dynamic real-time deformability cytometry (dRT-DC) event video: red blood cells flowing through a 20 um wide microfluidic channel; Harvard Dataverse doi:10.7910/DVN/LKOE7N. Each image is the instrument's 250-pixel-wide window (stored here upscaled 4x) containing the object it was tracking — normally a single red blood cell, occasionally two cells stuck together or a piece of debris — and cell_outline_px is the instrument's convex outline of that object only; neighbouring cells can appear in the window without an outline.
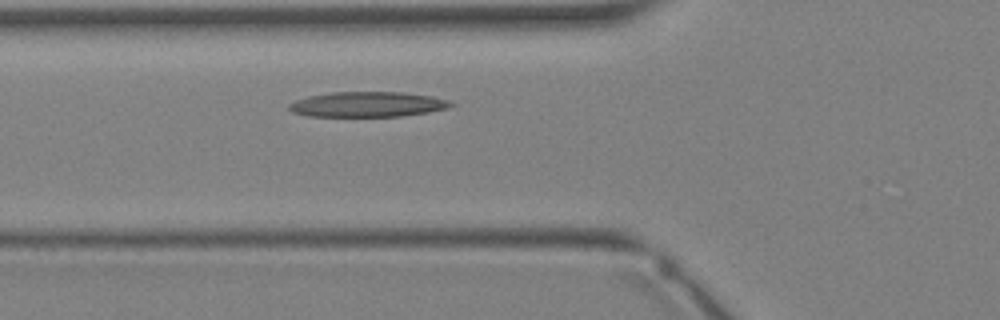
{"species": "Egyptian fruit bat (a non-hibernating species)", "species_latin": "Rousettus aegyptiacus", "temperature_condition": "warm", "stored_images_in_passage": 24, "camera_frame_rate_fps": 3000, "um_per_image_px": 0.085, "animal": {"sex": "female"}, "frame": {"image": 1, "passage_image": 2, "time_ms": 0.333, "image_size_px": [1000, 320], "cell_outline_px": [[456, 104], [448, 108], [428, 112], [400, 116], [308, 116], [292, 112], [288, 108], [288, 104], [296, 100], [308, 96], [332, 92], [404, 92], [432, 96], [448, 100]], "centroid_in_image_um": [31.25, 8.86], "position_along_channel_um": 94.6, "area_um2": 23.76}}
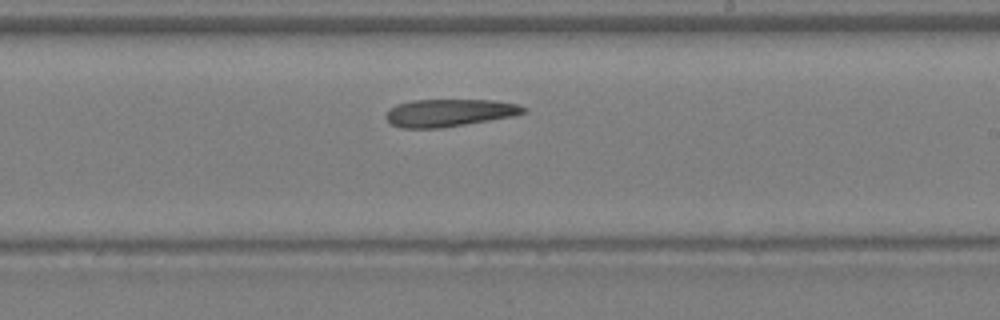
{"frame": {"image": 2, "passage_image": 10, "time_ms": 3.0, "image_size_px": [1000, 320], "cell_outline_px": [[528, 108], [524, 112], [512, 116], [440, 128], [400, 128], [392, 124], [384, 116], [388, 108], [396, 104], [412, 100], [492, 100], [520, 104]], "centroid_in_image_um": [38.14, 9.57], "position_along_channel_um": 250.9, "area_um2": 22.02}}
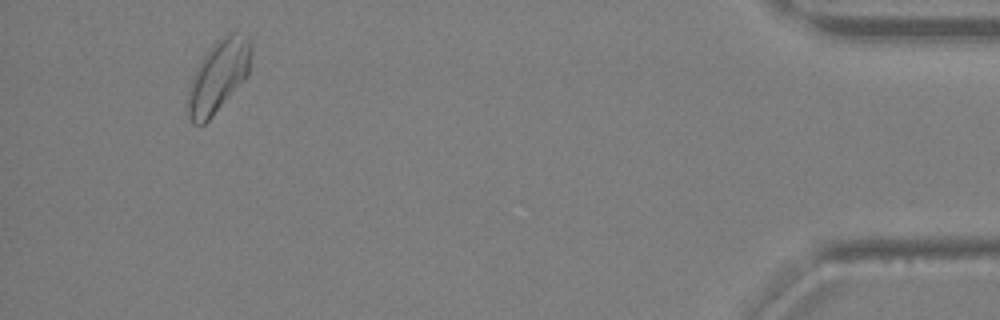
{"frame": {"image": 3, "passage_image": 22, "time_ms": 7.0, "image_size_px": [1000, 320], "cell_outline_px": [[252, 52], [248, 76], [212, 116], [204, 124], [192, 124], [188, 116], [188, 88], [192, 76], [196, 68], [212, 44], [228, 32], [248, 32], [252, 40]], "centroid_in_image_um": [18.6, 6.4], "position_along_channel_um": 416.6, "area_um2": 26.99}}